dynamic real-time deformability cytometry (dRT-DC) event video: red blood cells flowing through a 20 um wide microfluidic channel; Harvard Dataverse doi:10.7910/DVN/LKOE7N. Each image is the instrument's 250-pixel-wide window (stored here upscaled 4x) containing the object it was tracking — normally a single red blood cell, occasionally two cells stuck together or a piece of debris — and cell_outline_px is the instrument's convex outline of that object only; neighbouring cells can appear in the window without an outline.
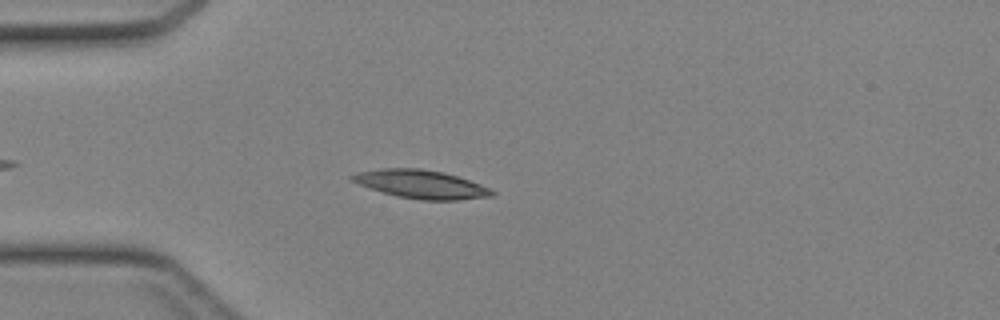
{"species": "Egyptian fruit bat (a non-hibernating species)", "species_latin": "Rousettus aegyptiacus", "temperature_condition": "cold", "stored_images_in_passage": 33, "camera_frame_rate_fps": 3000, "um_per_image_px": 0.085, "animal": {"sex": "female"}, "frame": {"image": 1, "passage_image": 4, "time_ms": 1.0, "image_size_px": [1000, 320], "cell_outline_px": [[496, 192], [492, 196], [456, 200], [420, 200], [396, 196], [348, 180], [348, 176], [360, 172], [380, 168], [420, 168], [444, 172], [480, 184]], "centroid_in_image_um": [35.77, 15.65], "position_along_channel_um": 49.2, "area_um2": 22.95}}
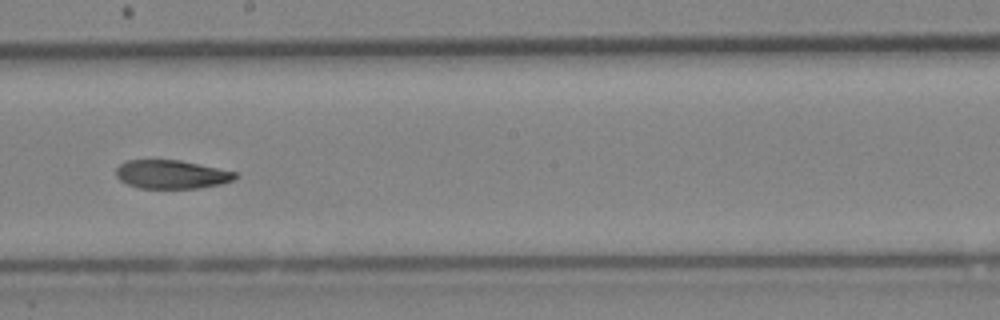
{"frame": {"image": 2, "passage_image": 17, "time_ms": 5.333, "image_size_px": [1000, 320], "cell_outline_px": [[236, 176], [232, 180], [220, 184], [200, 188], [140, 188], [128, 184], [120, 180], [116, 176], [116, 168], [120, 164], [128, 160], [180, 160], [236, 172]], "centroid_in_image_um": [14.55, 14.82], "position_along_channel_um": 233.7, "area_um2": 19.65}}
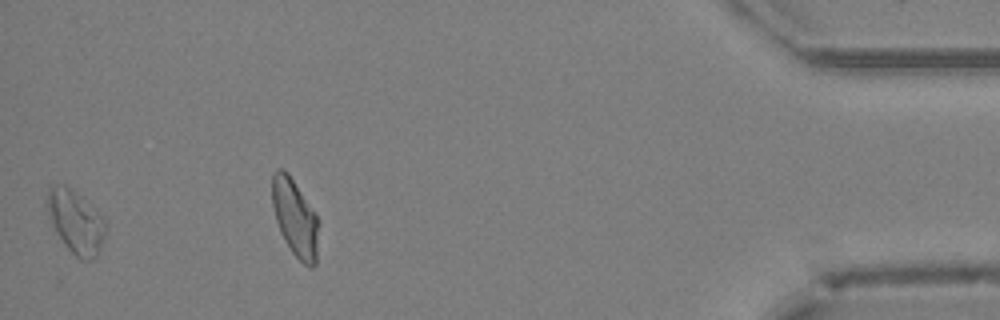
{"frame": {"image": 3, "passage_image": 32, "time_ms": 10.333, "image_size_px": [1000, 320], "cell_outline_px": [[108, 228], [100, 248], [96, 256], [92, 260], [80, 260], [64, 244], [56, 232], [48, 216], [44, 200], [48, 188], [56, 184], [64, 184], [76, 192], [104, 216]], "centroid_in_image_um": [6.43, 18.83], "position_along_channel_um": 428.8, "area_um2": 21.91}}